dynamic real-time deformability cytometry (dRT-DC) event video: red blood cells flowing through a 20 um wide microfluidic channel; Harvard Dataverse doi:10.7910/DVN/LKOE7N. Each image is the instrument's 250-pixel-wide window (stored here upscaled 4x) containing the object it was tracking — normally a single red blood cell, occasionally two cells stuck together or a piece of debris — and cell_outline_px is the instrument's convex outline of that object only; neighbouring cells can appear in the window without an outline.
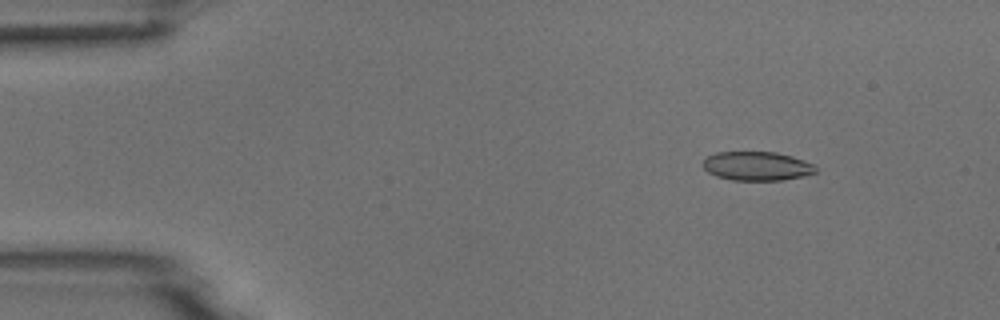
{"species": "common noctule bat (a hibernating species)", "species_latin": "Nyctalus noctula", "temperature_condition": "room temperature", "stored_images_in_passage": 8, "camera_frame_rate_fps": 3000, "um_per_image_px": 0.085, "animal": {"sex": "male", "body_mass_g": 18.8}, "frame": {"image": 1, "passage_image": 2, "time_ms": 1.333, "image_size_px": [1000, 320], "cell_outline_px": [[816, 172], [804, 176], [784, 180], [732, 180], [716, 176], [708, 172], [700, 164], [708, 156], [716, 152], [776, 152], [792, 156], [804, 160], [812, 164], [816, 168]], "centroid_in_image_um": [64.32, 14.11], "position_along_channel_um": 20.7, "area_um2": 19.07}}
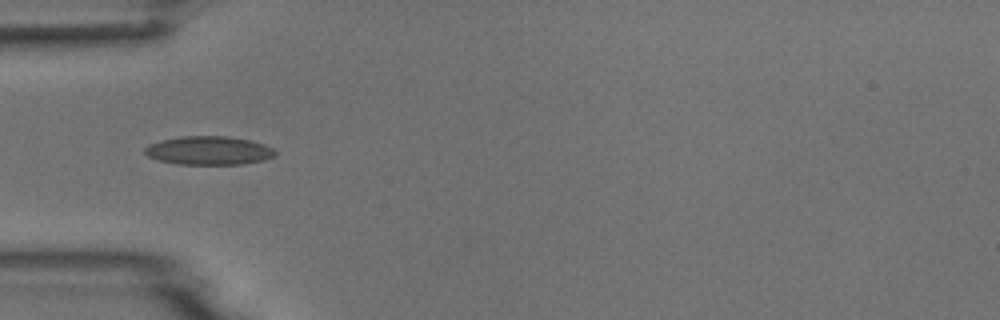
{"frame": {"image": 2, "passage_image": 5, "time_ms": 4.667, "image_size_px": [1000, 320], "cell_outline_px": [[276, 156], [264, 160], [244, 164], [176, 164], [160, 160], [148, 156], [144, 152], [144, 148], [148, 144], [160, 140], [180, 136], [228, 136], [252, 140], [264, 144], [272, 148], [276, 152]], "centroid_in_image_um": [17.76, 12.79], "position_along_channel_um": 67.2, "area_um2": 21.91}}